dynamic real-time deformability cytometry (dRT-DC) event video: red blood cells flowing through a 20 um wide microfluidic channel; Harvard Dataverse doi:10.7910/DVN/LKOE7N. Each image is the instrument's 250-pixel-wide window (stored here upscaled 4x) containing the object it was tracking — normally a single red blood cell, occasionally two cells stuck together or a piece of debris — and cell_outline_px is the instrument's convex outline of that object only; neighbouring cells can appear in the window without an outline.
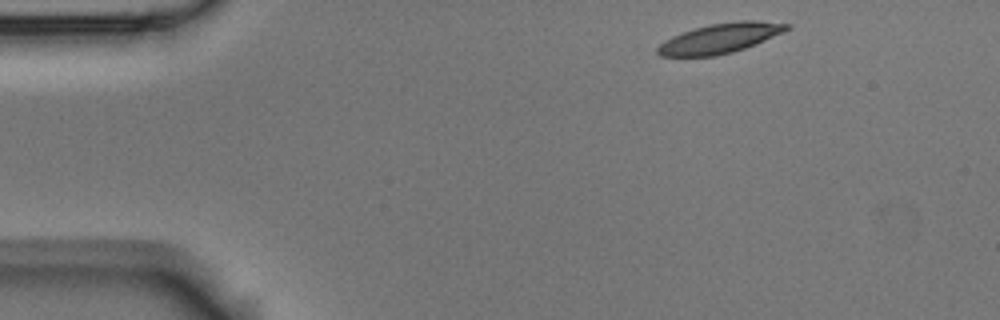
{"species": "Egyptian fruit bat (a non-hibernating species)", "species_latin": "Rousettus aegyptiacus", "temperature_condition": "room temperature", "stored_images_in_passage": 4, "camera_frame_rate_fps": 3000, "um_per_image_px": 0.085, "animal": {"sex": "male"}, "frame": {"image": 1, "passage_image": 1, "time_ms": 0.0, "image_size_px": [1000, 320], "cell_outline_px": [[792, 28], [784, 32], [744, 48], [732, 52], [716, 56], [660, 56], [656, 52], [656, 48], [664, 40], [672, 36], [708, 24], [740, 20], [756, 20], [792, 24]], "centroid_in_image_um": [61.23, 3.24], "position_along_channel_um": 23.8, "area_um2": 22.43}}